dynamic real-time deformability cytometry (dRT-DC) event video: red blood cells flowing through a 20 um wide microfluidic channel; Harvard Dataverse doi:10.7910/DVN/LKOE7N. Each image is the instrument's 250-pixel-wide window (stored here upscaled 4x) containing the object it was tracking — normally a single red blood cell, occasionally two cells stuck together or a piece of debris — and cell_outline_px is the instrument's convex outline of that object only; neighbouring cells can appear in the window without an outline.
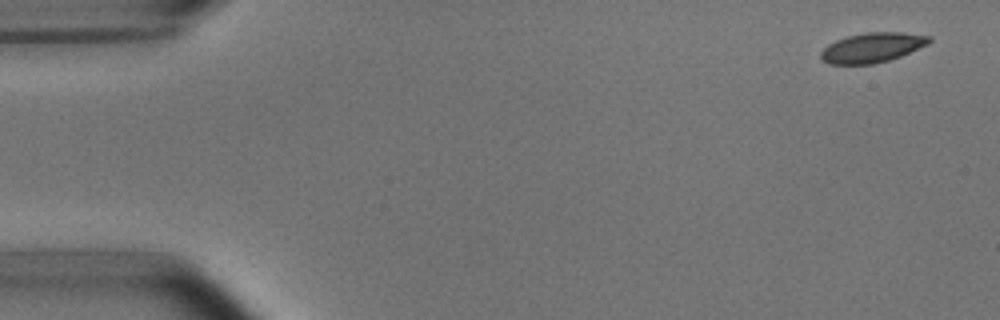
{"species": "common noctule bat (a hibernating species)", "species_latin": "Nyctalus noctula", "temperature_condition": "room temperature", "stored_images_in_passage": 4, "camera_frame_rate_fps": 3000, "um_per_image_px": 0.085, "animal": {"sex": "male", "body_mass_g": 15.6}, "frame": {"image": 1, "passage_image": 1, "time_ms": 0.0, "image_size_px": [1000, 320], "cell_outline_px": [[932, 40], [928, 44], [900, 56], [888, 60], [872, 64], [828, 64], [820, 60], [820, 52], [828, 44], [836, 40], [848, 36], [864, 32], [904, 32], [932, 36]], "centroid_in_image_um": [74.13, 4.04], "position_along_channel_um": 10.9, "area_um2": 18.9}}